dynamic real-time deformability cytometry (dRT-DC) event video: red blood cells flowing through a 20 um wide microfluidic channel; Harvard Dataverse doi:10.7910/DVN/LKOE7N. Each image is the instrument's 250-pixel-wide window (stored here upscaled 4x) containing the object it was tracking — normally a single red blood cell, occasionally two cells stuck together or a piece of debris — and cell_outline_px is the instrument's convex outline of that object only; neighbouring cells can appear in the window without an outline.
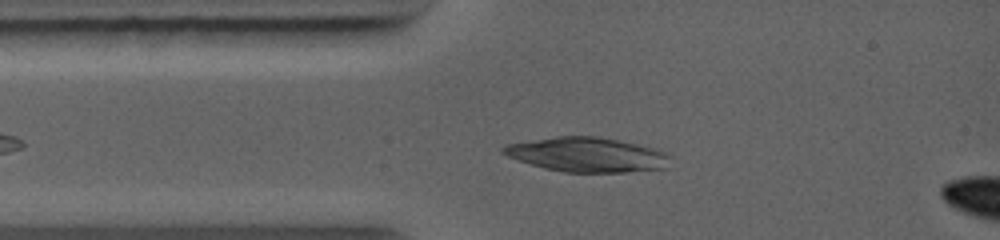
{"species": "common noctule bat (a hibernating species)", "species_latin": "Nyctalus noctula", "temperature_condition": "warm", "stored_images_in_passage": 2, "camera_frame_rate_fps": 5000, "um_per_image_px": 0.085, "animal": {"sex": "female", "body_mass_g": 19.0, "forearm_length_mm": 56.7}, "frame": {"image": 1, "passage_image": 2, "time_ms": 0.6, "image_size_px": [1000, 240], "cell_outline_px": [[668, 168], [628, 172], [564, 172], [544, 168], [508, 156], [500, 152], [500, 148], [504, 144], [560, 136], [596, 136], [636, 144], [652, 148], [664, 152], [668, 156]], "centroid_in_image_um": [49.86, 13.15], "position_along_channel_um": 35.1, "area_um2": 33.23}}